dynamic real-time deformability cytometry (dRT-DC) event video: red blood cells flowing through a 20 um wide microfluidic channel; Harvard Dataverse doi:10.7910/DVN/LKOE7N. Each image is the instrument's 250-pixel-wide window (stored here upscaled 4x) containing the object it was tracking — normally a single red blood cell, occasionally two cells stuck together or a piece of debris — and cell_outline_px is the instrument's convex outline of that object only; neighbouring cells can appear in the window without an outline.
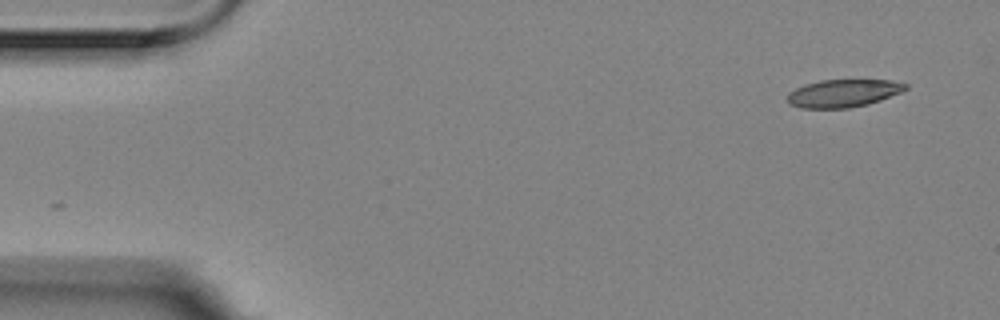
{"species": "Egyptian fruit bat (a non-hibernating species)", "species_latin": "Rousettus aegyptiacus", "temperature_condition": "room temperature", "stored_images_in_passage": 54, "camera_frame_rate_fps": 3000, "um_per_image_px": 0.085, "animal": {"sex": "female"}, "frame": {"image": 1, "passage_image": 1, "time_ms": 0.0, "image_size_px": [1000, 320], "cell_outline_px": [[908, 88], [900, 92], [880, 100], [868, 104], [848, 108], [800, 108], [788, 104], [788, 92], [804, 84], [820, 80], [888, 80], [908, 84]], "centroid_in_image_um": [71.64, 7.92], "position_along_channel_um": 13.4, "area_um2": 19.07}}
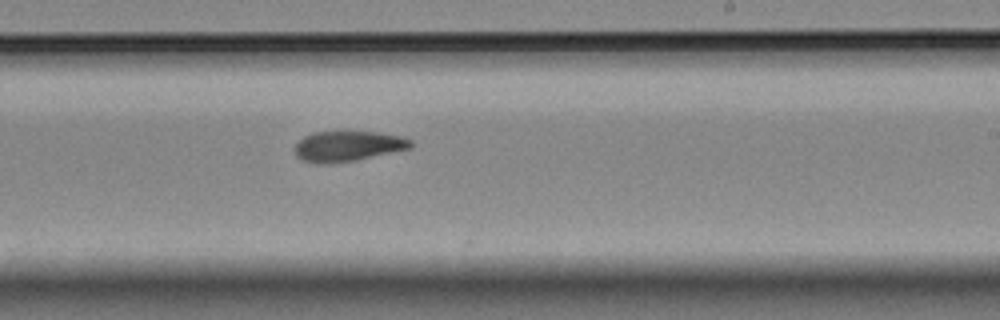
{"frame": {"image": 2, "passage_image": 31, "time_ms": 10.0, "image_size_px": [1000, 320], "cell_outline_px": [[412, 148], [356, 160], [332, 164], [316, 164], [300, 160], [296, 156], [292, 148], [304, 136], [312, 132], [376, 132], [400, 136], [412, 140]], "centroid_in_image_um": [29.51, 12.44], "position_along_channel_um": 259.5, "area_um2": 20.75}}
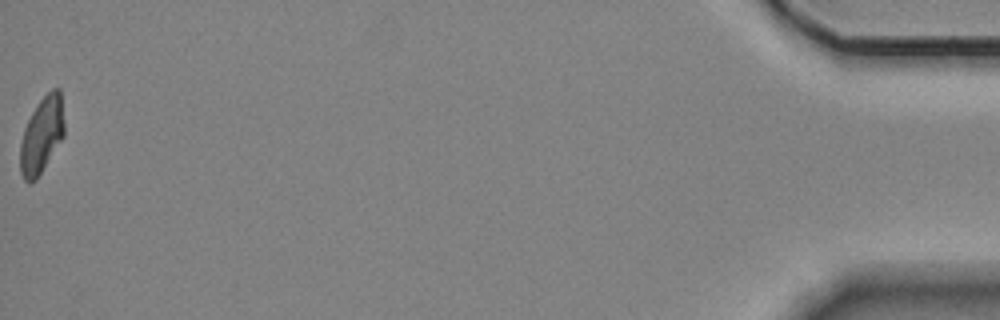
{"frame": {"image": 3, "passage_image": 54, "time_ms": 17.667, "image_size_px": [1000, 320], "cell_outline_px": [[64, 136], [36, 180], [28, 184], [24, 180], [20, 172], [20, 144], [24, 128], [32, 112], [40, 100], [52, 88], [60, 88], [64, 124]], "centroid_in_image_um": [3.54, 11.51], "position_along_channel_um": 431.7, "area_um2": 19.54}, "authors_computed_cell_mechanics": {"area_um2": 20.7502, "velocity_mm_per_s": 3.5149, "shape_relaxation_time_tau1_ms": null, "shape_relaxation_time_tau2_ms": 7.5447, "deformation_change_tau1": null, "deformation_change_tau2": 0.1572}}